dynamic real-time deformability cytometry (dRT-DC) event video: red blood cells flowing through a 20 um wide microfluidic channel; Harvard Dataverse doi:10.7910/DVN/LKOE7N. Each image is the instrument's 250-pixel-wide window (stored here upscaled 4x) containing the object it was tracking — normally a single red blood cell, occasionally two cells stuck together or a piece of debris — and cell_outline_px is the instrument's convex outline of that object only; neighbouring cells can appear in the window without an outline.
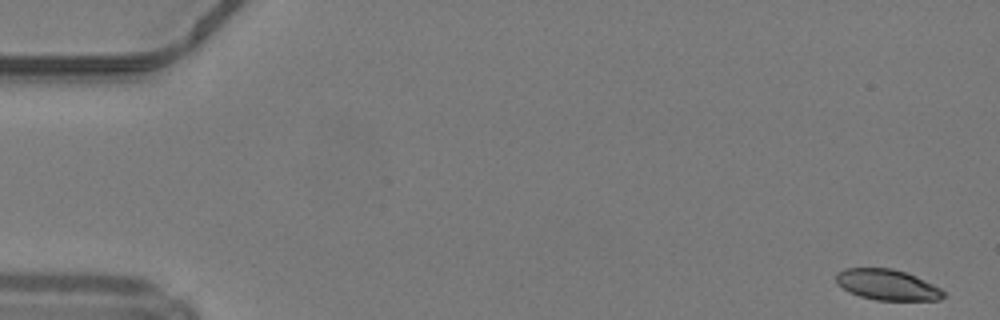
{"species": "common noctule bat (a hibernating species)", "species_latin": "Nyctalus noctula", "temperature_condition": "warm", "stored_images_in_passage": 48, "camera_frame_rate_fps": 3000, "um_per_image_px": 0.085, "animal": {"sex": "male", "body_mass_g": 19.2, "forearm_length_mm": 51.8}, "frame": {"image": 1, "passage_image": 1, "time_ms": 0.0, "image_size_px": [1000, 320], "cell_outline_px": [[944, 296], [940, 300], [876, 300], [860, 296], [848, 292], [836, 284], [836, 272], [844, 268], [892, 268], [916, 276], [940, 288], [944, 292]], "centroid_in_image_um": [75.37, 24.2], "position_along_channel_um": 9.6, "area_um2": 19.25}}
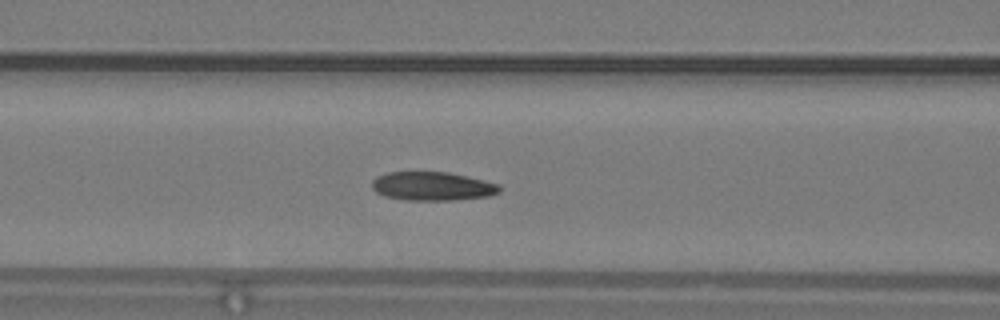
{"frame": {"image": 2, "passage_image": 20, "time_ms": 6.333, "image_size_px": [1000, 320], "cell_outline_px": [[500, 192], [488, 196], [452, 200], [404, 200], [384, 196], [376, 192], [372, 188], [372, 180], [376, 176], [388, 172], [448, 172], [484, 180], [500, 184]], "centroid_in_image_um": [36.73, 15.83], "position_along_channel_um": 129.9, "area_um2": 21.39}}
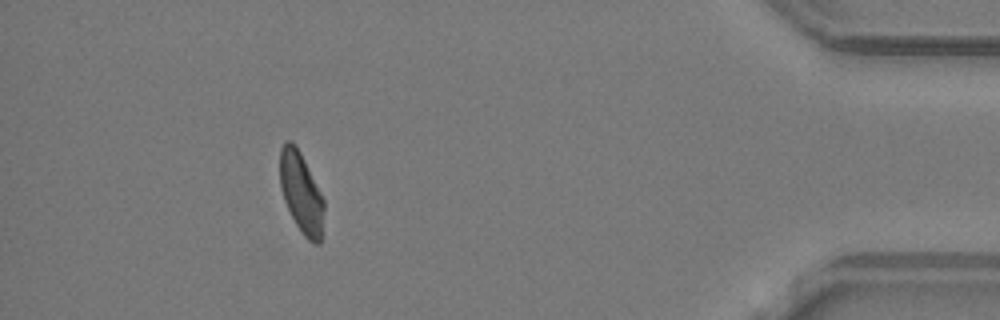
{"frame": {"image": 3, "passage_image": 44, "time_ms": 14.333, "image_size_px": [1000, 320], "cell_outline_px": [[324, 208], [320, 244], [316, 244], [308, 240], [304, 236], [296, 224], [284, 200], [280, 188], [280, 148], [284, 140], [292, 140], [296, 144], [324, 200]], "centroid_in_image_um": [25.58, 16.35], "position_along_channel_um": 409.6, "area_um2": 20.58}, "authors_computed_cell_mechanics": {"area_um2": 21.2704, "velocity_mm_per_s": 4.202, "shape_relaxation_time_tau1_ms": 9.2792, "shape_relaxation_time_tau2_ms": 2.0372, "deformation_change_tau1": 0.2166, "deformation_change_tau2": 0.0965}}